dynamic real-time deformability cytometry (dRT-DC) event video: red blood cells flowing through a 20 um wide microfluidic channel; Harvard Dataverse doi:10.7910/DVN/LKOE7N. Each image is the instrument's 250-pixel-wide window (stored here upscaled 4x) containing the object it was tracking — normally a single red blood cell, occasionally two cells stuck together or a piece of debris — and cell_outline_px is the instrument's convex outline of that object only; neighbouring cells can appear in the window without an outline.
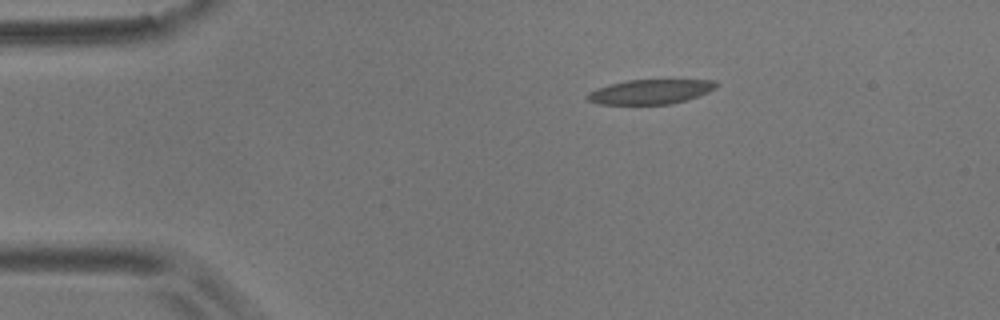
{"species": "common noctule bat (a hibernating species)", "species_latin": "Nyctalus noctula", "temperature_condition": "room temperature", "stored_images_in_passage": 3, "camera_frame_rate_fps": 3000, "um_per_image_px": 0.085, "animal": {"sex": "male", "body_mass_g": 17.9}, "frame": {"image": 1, "passage_image": 1, "time_ms": 0.0, "image_size_px": [1000, 320], "cell_outline_px": [[720, 84], [716, 88], [708, 92], [672, 104], [600, 104], [588, 100], [588, 92], [596, 88], [628, 80], [716, 80]], "centroid_in_image_um": [55.31, 7.79], "position_along_channel_um": 29.7, "area_um2": 18.26}}